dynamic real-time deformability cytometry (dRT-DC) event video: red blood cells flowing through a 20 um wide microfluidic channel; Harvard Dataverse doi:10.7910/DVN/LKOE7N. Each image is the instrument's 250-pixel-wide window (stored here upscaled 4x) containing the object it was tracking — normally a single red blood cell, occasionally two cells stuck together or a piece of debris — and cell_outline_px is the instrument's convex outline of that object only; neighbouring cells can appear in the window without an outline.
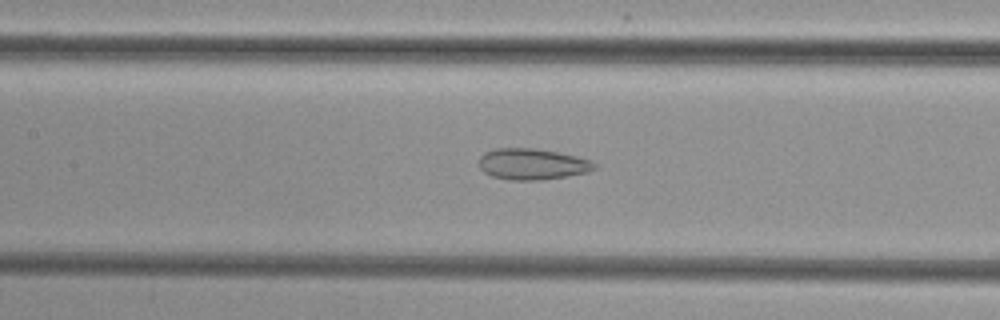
{"species": "common noctule bat (a hibernating species)", "species_latin": "Nyctalus noctula", "temperature_condition": "cold", "stored_images_in_passage": 52, "camera_frame_rate_fps": 3000, "um_per_image_px": 0.085, "animal": {"sex": "female", "body_mass_g": 29.2, "forearm_length_mm": 56.3}, "frame": {"image": 1, "passage_image": 24, "time_ms": 7.667, "image_size_px": [1000, 320], "cell_outline_px": [[596, 168], [588, 172], [568, 176], [540, 180], [508, 180], [492, 176], [484, 172], [480, 168], [480, 156], [484, 152], [496, 148], [536, 148], [576, 156], [592, 160], [596, 164]], "centroid_in_image_um": [45.25, 13.95], "position_along_channel_um": 162.2, "area_um2": 21.04}}
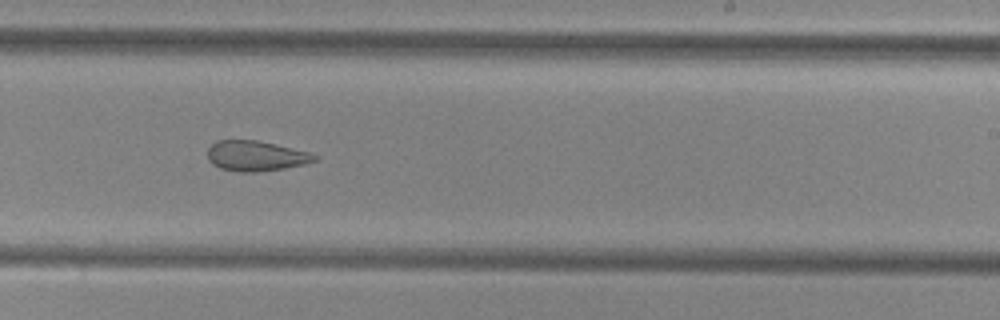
{"frame": {"image": 2, "passage_image": 32, "time_ms": 10.333, "image_size_px": [1000, 320], "cell_outline_px": [[320, 156], [316, 160], [304, 164], [284, 168], [256, 172], [236, 172], [220, 168], [212, 164], [208, 160], [208, 148], [216, 140], [256, 140], [276, 144], [308, 152]], "centroid_in_image_um": [21.72, 13.25], "position_along_channel_um": 267.3, "area_um2": 18.9}}
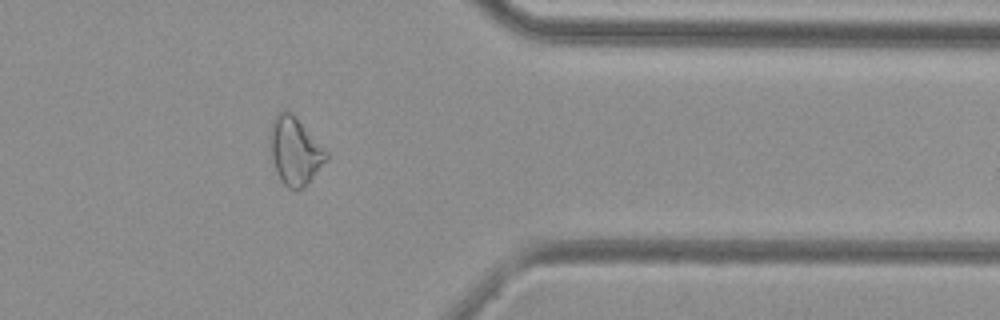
{"frame": {"image": 3, "passage_image": 42, "time_ms": 13.667, "image_size_px": [1000, 320], "cell_outline_px": [[328, 160], [308, 184], [300, 188], [288, 188], [280, 180], [276, 172], [268, 148], [268, 132], [272, 120], [284, 108], [288, 108], [292, 112], [328, 152]], "centroid_in_image_um": [25.03, 12.8], "position_along_channel_um": 386.4, "area_um2": 22.72}}